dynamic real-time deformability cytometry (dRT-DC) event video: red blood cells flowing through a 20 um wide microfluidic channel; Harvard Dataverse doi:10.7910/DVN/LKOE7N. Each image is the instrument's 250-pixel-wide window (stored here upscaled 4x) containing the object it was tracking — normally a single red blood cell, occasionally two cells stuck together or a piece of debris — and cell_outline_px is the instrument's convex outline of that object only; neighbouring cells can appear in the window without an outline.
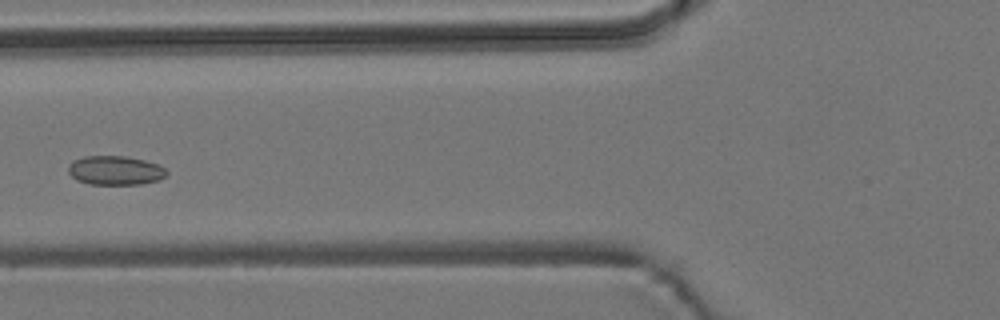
{"species": "common noctule bat (a hibernating species)", "species_latin": "Nyctalus noctula", "temperature_condition": "room temperature", "stored_images_in_passage": 5, "camera_frame_rate_fps": 3000, "um_per_image_px": 0.085, "animal": {"sex": "male", "body_mass_g": 19.2, "forearm_length_mm": 51.8}, "frame": {"image": 1, "passage_image": 5, "time_ms": 1.333, "image_size_px": [1000, 320], "cell_outline_px": [[168, 172], [160, 180], [140, 184], [88, 184], [76, 180], [68, 172], [68, 164], [84, 156], [128, 156], [144, 160], [156, 164], [164, 168]], "centroid_in_image_um": [9.78, 14.49], "position_along_channel_um": 116.0, "area_um2": 16.65}}